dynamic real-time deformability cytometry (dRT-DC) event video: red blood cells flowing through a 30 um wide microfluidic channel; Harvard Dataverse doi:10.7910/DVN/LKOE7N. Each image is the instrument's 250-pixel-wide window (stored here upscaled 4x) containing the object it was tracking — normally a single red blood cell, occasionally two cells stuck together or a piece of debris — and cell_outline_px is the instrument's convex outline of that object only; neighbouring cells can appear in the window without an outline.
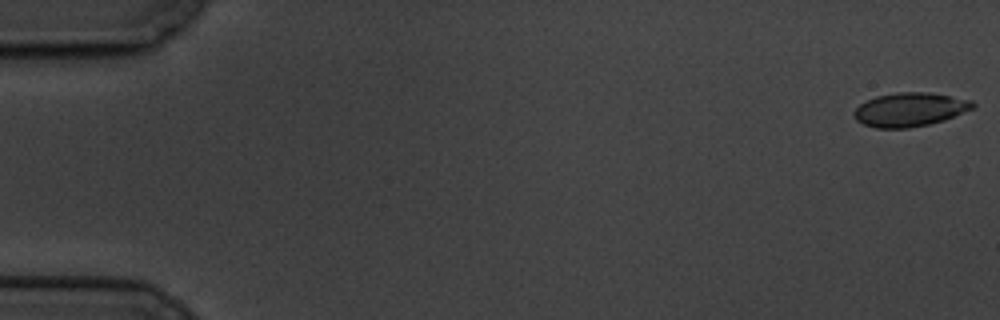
{"species": "common noctule bat (a hibernating species)", "species_latin": "Nyctalus noctula", "temperature_condition": "cold", "stored_images_in_passage": 19, "camera_frame_rate_fps": 3000, "um_per_image_px": 0.085, "animal": {"sex": "male", "body_mass_g": 19.5, "forearm_length_mm": 54.6}, "frame": {"image": 1, "passage_image": 1, "time_ms": 0.0, "image_size_px": [1000, 320], "cell_outline_px": [[976, 108], [944, 120], [928, 124], [908, 128], [876, 128], [864, 124], [856, 120], [852, 112], [860, 104], [876, 96], [900, 92], [928, 92], [972, 100], [976, 104]], "centroid_in_image_um": [77.36, 9.31], "position_along_channel_um": 7.6, "area_um2": 23.41}}
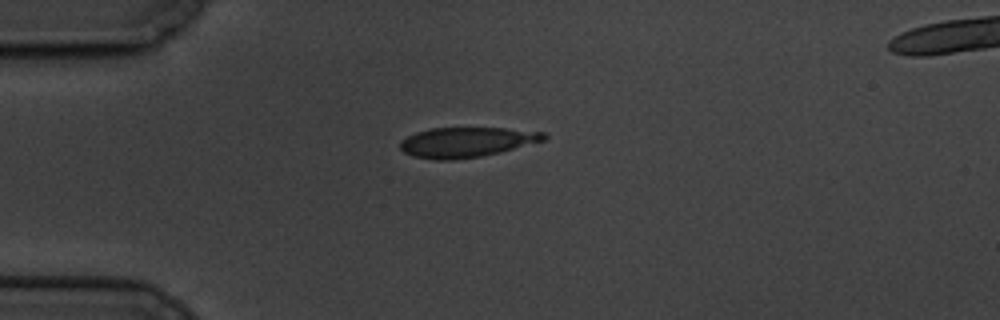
{"frame": {"image": 2, "passage_image": 16, "time_ms": 5.0, "image_size_px": [1000, 320], "cell_outline_px": [[548, 136], [544, 140], [500, 152], [480, 156], [452, 160], [432, 160], [412, 156], [404, 152], [400, 148], [400, 140], [416, 132], [432, 128], [504, 128], [544, 132]], "centroid_in_image_um": [39.62, 12.09], "position_along_channel_um": 45.4, "area_um2": 25.03}}